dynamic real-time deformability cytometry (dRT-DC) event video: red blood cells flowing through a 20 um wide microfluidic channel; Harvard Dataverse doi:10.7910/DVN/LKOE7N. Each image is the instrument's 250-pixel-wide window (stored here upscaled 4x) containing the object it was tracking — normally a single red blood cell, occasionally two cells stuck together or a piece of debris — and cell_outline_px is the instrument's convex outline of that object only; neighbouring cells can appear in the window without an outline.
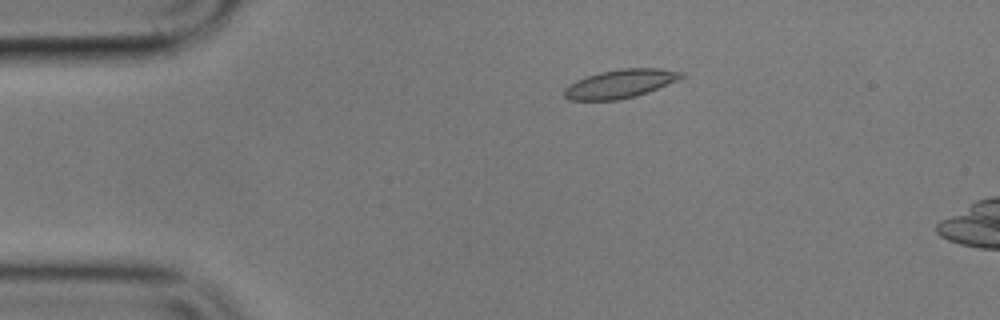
{"species": "common noctule bat (a hibernating species)", "species_latin": "Nyctalus noctula", "temperature_condition": "cold", "stored_images_in_passage": 5, "camera_frame_rate_fps": 3000, "um_per_image_px": 0.085, "animal": {"sex": "male", "body_mass_g": 17.9}, "frame": {"image": 1, "passage_image": 4, "time_ms": 3.333, "image_size_px": [1000, 320], "cell_outline_px": [[688, 76], [648, 92], [636, 96], [616, 100], [568, 100], [564, 96], [564, 88], [568, 84], [576, 80], [600, 72], [620, 68], [660, 68], [684, 72]], "centroid_in_image_um": [52.75, 7.11], "position_along_channel_um": 32.3, "area_um2": 19.65}}